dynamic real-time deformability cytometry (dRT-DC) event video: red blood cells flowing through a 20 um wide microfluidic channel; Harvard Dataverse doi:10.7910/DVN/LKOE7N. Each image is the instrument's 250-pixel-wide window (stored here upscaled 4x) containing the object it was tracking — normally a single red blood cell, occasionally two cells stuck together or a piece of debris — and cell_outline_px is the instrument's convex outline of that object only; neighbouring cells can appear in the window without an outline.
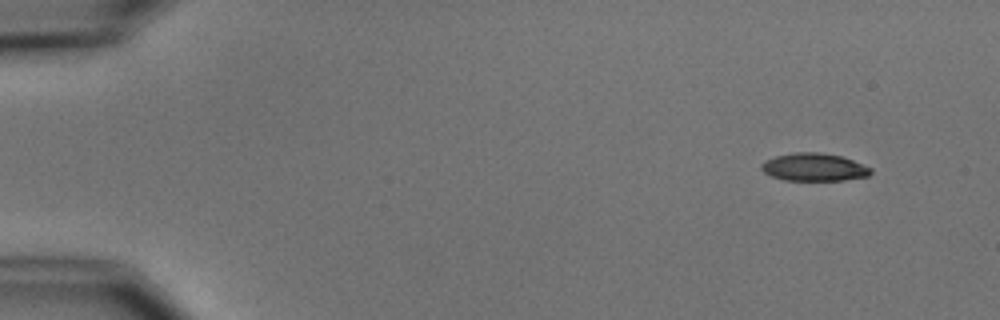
{"species": "common noctule bat (a hibernating species)", "species_latin": "Nyctalus noctula", "temperature_condition": "cold", "stored_images_in_passage": 5, "camera_frame_rate_fps": 3000, "um_per_image_px": 0.085, "animal": {"sex": "male", "body_mass_g": 15.6}, "frame": {"image": 1, "passage_image": 1, "time_ms": 0.0, "image_size_px": [1000, 320], "cell_outline_px": [[872, 172], [868, 176], [844, 180], [784, 180], [772, 176], [764, 172], [760, 168], [760, 164], [764, 160], [776, 156], [796, 152], [820, 152], [840, 156], [852, 160], [872, 168]], "centroid_in_image_um": [69.18, 14.21], "position_along_channel_um": 15.8, "area_um2": 17.69}}
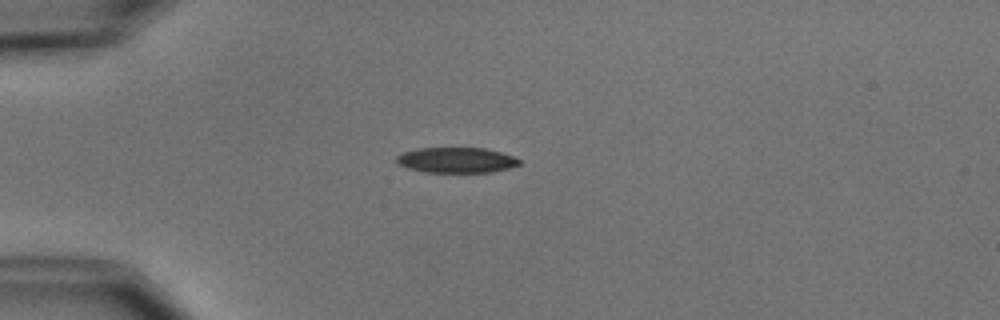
{"frame": {"image": 2, "passage_image": 3, "time_ms": 3.333, "image_size_px": [1000, 320], "cell_outline_px": [[520, 164], [508, 168], [492, 172], [424, 172], [408, 168], [400, 164], [396, 160], [396, 156], [404, 152], [420, 148], [484, 148], [500, 152], [512, 156], [520, 160]], "centroid_in_image_um": [38.79, 13.61], "position_along_channel_um": 46.2, "area_um2": 17.98}}